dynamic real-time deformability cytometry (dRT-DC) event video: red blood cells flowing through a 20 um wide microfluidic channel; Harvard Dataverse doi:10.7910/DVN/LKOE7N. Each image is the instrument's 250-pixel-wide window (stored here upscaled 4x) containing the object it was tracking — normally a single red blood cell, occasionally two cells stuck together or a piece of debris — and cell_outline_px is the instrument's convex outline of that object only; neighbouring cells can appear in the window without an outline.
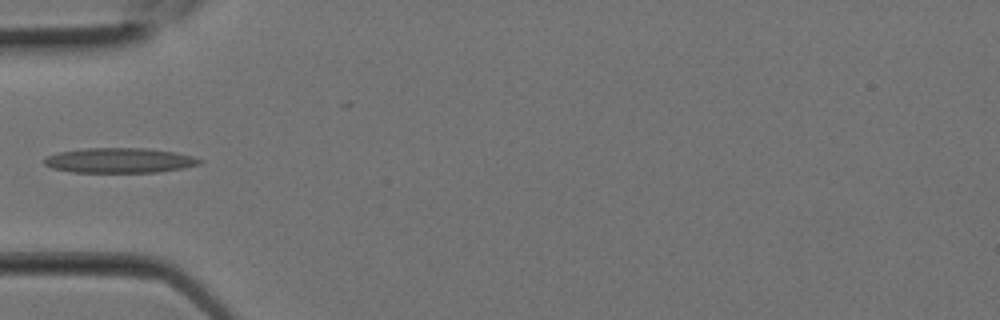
{"species": "Egyptian fruit bat (a non-hibernating species)", "species_latin": "Rousettus aegyptiacus", "temperature_condition": "room temperature", "stored_images_in_passage": 1, "camera_frame_rate_fps": 3000, "um_per_image_px": 0.085, "animal": {"sex": "female"}, "frame": {"image": 1, "passage_image": 1, "time_ms": 0.0, "image_size_px": [1000, 320], "cell_outline_px": [[204, 160], [200, 164], [184, 168], [156, 172], [72, 172], [52, 168], [44, 164], [44, 156], [60, 152], [88, 148], [148, 148], [176, 152], [192, 156]], "centroid_in_image_um": [10.18, 13.63], "position_along_channel_um": 74.8, "area_um2": 22.66}}